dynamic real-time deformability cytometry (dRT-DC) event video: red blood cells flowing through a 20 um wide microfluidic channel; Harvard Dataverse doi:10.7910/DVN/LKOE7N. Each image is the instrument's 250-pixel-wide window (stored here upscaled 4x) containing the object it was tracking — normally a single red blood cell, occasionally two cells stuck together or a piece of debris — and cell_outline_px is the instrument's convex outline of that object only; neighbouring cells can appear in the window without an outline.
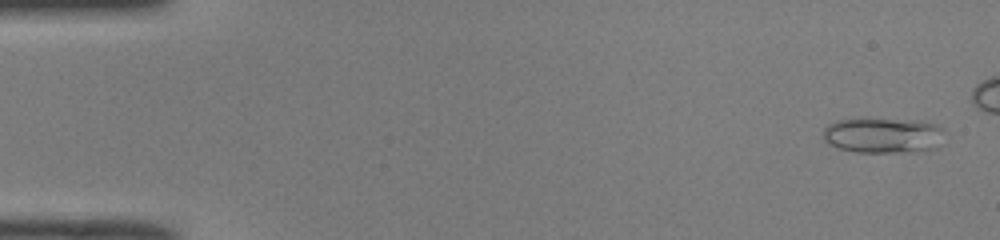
{"species": "common noctule bat (a hibernating species)", "species_latin": "Nyctalus noctula", "temperature_condition": "room temperature", "stored_images_in_passage": 45, "camera_frame_rate_fps": 3000, "um_per_image_px": 0.085, "animal": {"sex": "male", "body_mass_g": 19.0, "forearm_length_mm": 50.8}, "frame": {"image": 1, "passage_image": 2, "time_ms": 0.333, "image_size_px": [1000, 240], "cell_outline_px": [[944, 132], [936, 148], [916, 152], [856, 152], [840, 148], [828, 144], [824, 140], [824, 128], [828, 124], [836, 120], [864, 116], [920, 120], [936, 124], [944, 128]], "centroid_in_image_um": [75.05, 11.45], "position_along_channel_um": 9.9, "area_um2": 26.07}}
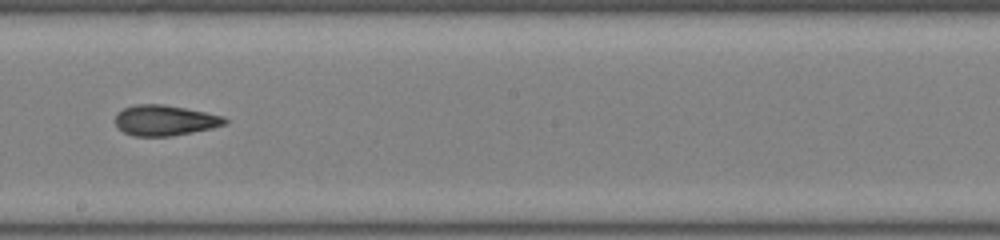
{"frame": {"image": 2, "passage_image": 29, "time_ms": 9.333, "image_size_px": [1000, 240], "cell_outline_px": [[228, 124], [212, 128], [172, 136], [136, 136], [124, 132], [116, 124], [116, 112], [124, 108], [136, 104], [164, 104], [224, 116], [228, 120]], "centroid_in_image_um": [14.03, 10.23], "position_along_channel_um": 234.2, "area_um2": 19.42}}
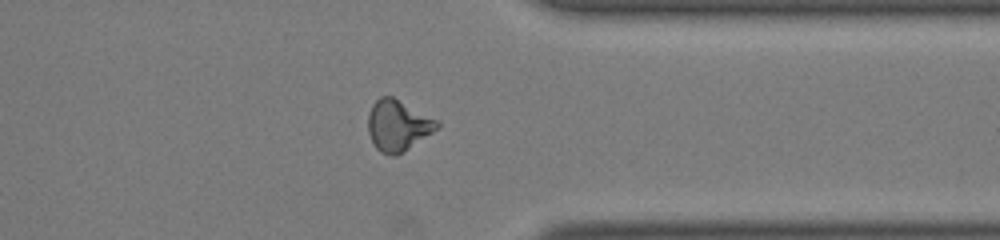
{"frame": {"image": 3, "passage_image": 40, "time_ms": 13.0, "image_size_px": [1000, 240], "cell_outline_px": [[440, 124], [432, 132], [396, 156], [392, 156], [380, 152], [376, 148], [368, 132], [368, 116], [372, 104], [380, 96], [392, 96], [436, 120]], "centroid_in_image_um": [33.77, 10.66], "position_along_channel_um": 377.6, "area_um2": 20.0}, "authors_computed_cell_mechanics": {"area_um2": 20.0566, "velocity_mm_per_s": 4.0323, "shape_relaxation_time_tau1_ms": null, "shape_relaxation_time_tau2_ms": 2.9609, "deformation_change_tau1": null, "deformation_change_tau2": 0.1014}}